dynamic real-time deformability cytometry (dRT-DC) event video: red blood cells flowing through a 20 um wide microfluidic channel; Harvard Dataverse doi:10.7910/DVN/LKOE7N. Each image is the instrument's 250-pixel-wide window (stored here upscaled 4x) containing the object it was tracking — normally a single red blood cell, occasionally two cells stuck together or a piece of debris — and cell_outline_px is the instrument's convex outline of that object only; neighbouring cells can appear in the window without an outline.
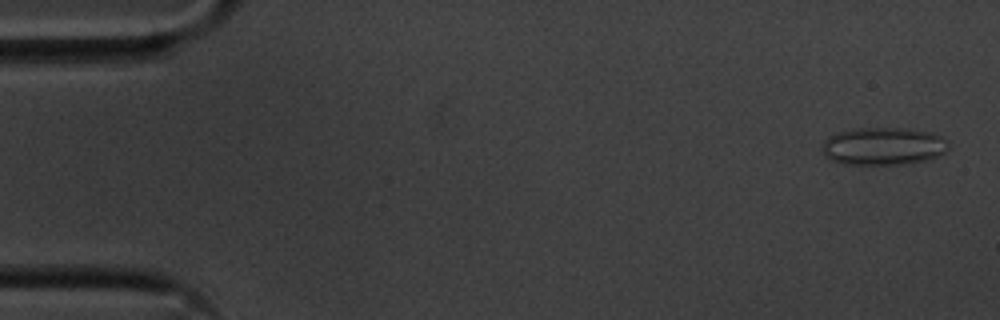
{"species": "common noctule bat (a hibernating species)", "species_latin": "Nyctalus noctula", "temperature_condition": "cold", "stored_images_in_passage": 55, "camera_frame_rate_fps": 3000, "um_per_image_px": 0.085, "animal": {"sex": "male", "body_mass_g": 20.1, "forearm_length_mm": 53.5}, "frame": {"image": 1, "passage_image": 2, "time_ms": 0.333, "image_size_px": [1000, 320], "cell_outline_px": [[948, 148], [944, 152], [928, 160], [896, 164], [840, 164], [824, 156], [820, 148], [820, 144], [824, 140], [836, 132], [860, 128], [904, 128], [932, 132], [948, 140]], "centroid_in_image_um": [75.03, 12.42], "position_along_channel_um": 10.0, "area_um2": 27.92}}
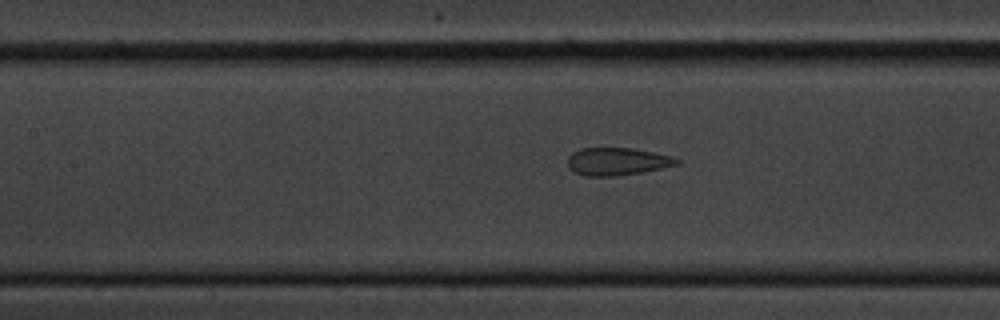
{"frame": {"image": 2, "passage_image": 24, "time_ms": 7.667, "image_size_px": [1000, 320], "cell_outline_px": [[680, 164], [640, 172], [612, 176], [584, 176], [568, 168], [568, 156], [572, 152], [580, 148], [632, 148], [672, 156], [680, 160]], "centroid_in_image_um": [52.43, 13.72], "position_along_channel_um": 155.0, "area_um2": 17.46}}
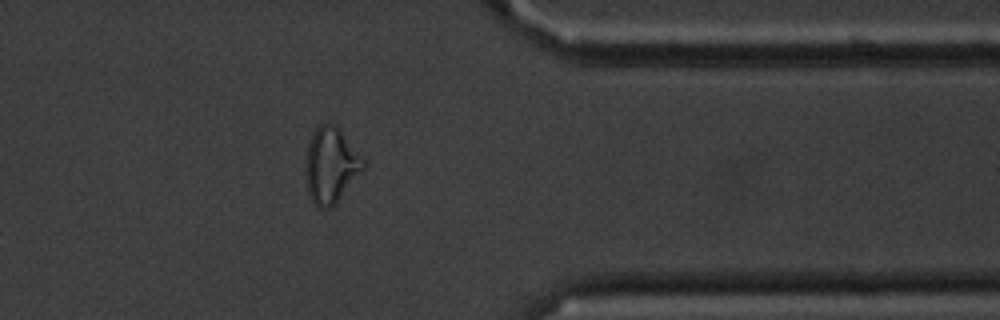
{"frame": {"image": 3, "passage_image": 44, "time_ms": 14.333, "image_size_px": [1000, 320], "cell_outline_px": [[364, 168], [336, 204], [328, 208], [316, 208], [308, 192], [304, 172], [304, 164], [308, 144], [316, 128], [320, 124], [332, 124], [340, 128], [364, 160]], "centroid_in_image_um": [28.09, 14.07], "position_along_channel_um": 383.3, "area_um2": 25.43}, "authors_computed_cell_mechanics": {"area_um2": 20.2878, "velocity_mm_per_s": 3.6147, "shape_relaxation_time_tau1_ms": null, "shape_relaxation_time_tau2_ms": 0.8065, "deformation_change_tau1": null, "deformation_change_tau2": 0.0851}}